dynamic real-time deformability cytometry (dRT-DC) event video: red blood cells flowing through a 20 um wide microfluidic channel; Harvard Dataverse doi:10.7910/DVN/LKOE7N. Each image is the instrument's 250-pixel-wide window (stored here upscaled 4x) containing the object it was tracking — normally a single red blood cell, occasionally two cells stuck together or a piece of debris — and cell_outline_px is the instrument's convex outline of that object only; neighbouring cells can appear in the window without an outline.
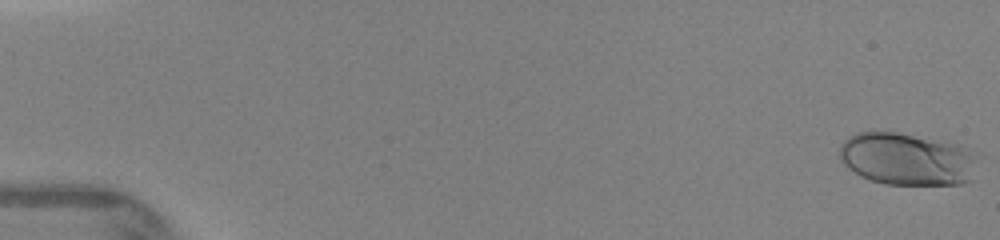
{"species": "human", "species_latin": "Homo sapiens", "temperature_condition": "warm", "stored_images_in_passage": 27, "camera_frame_rate_fps": 3000, "um_per_image_px": 0.085, "donor": {"sex": "female"}, "frame": {"image": 1, "passage_image": 1, "time_ms": 0.0, "image_size_px": [1000, 240], "cell_outline_px": [[972, 180], [960, 184], [884, 184], [860, 176], [848, 168], [840, 160], [840, 144], [848, 136], [856, 132], [896, 132], [956, 144], [968, 148], [972, 156]], "centroid_in_image_um": [77.0, 13.52], "position_along_channel_um": 8.0, "area_um2": 41.56}}
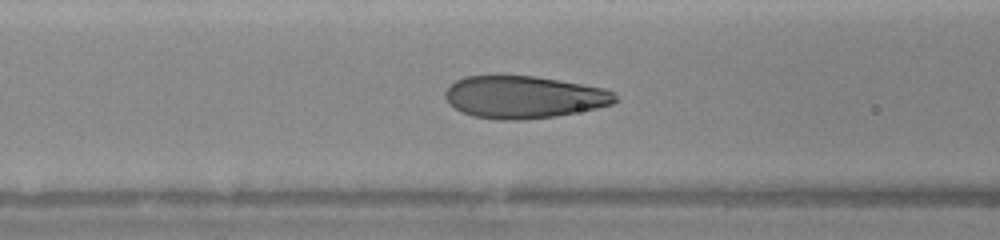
{"frame": {"image": 2, "passage_image": 17, "time_ms": 6.333, "image_size_px": [1000, 240], "cell_outline_px": [[620, 100], [612, 104], [596, 108], [556, 116], [524, 120], [496, 120], [472, 116], [460, 112], [448, 104], [444, 96], [444, 92], [456, 80], [464, 76], [536, 76], [604, 88], [616, 92]], "centroid_in_image_um": [44.53, 8.26], "position_along_channel_um": 122.1, "area_um2": 42.31}}
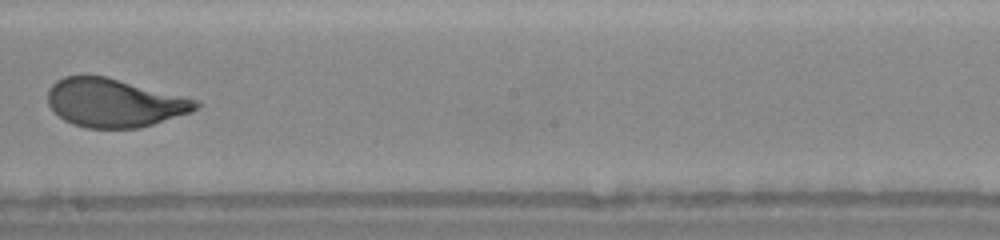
{"frame": {"image": 3, "passage_image": 23, "time_ms": 9.0, "image_size_px": [1000, 240], "cell_outline_px": [[204, 104], [188, 112], [140, 128], [88, 128], [72, 124], [64, 120], [48, 104], [48, 92], [52, 84], [56, 80], [64, 76], [104, 76], [184, 96], [196, 100]], "centroid_in_image_um": [9.69, 8.74], "position_along_channel_um": 238.5, "area_um2": 41.27}}